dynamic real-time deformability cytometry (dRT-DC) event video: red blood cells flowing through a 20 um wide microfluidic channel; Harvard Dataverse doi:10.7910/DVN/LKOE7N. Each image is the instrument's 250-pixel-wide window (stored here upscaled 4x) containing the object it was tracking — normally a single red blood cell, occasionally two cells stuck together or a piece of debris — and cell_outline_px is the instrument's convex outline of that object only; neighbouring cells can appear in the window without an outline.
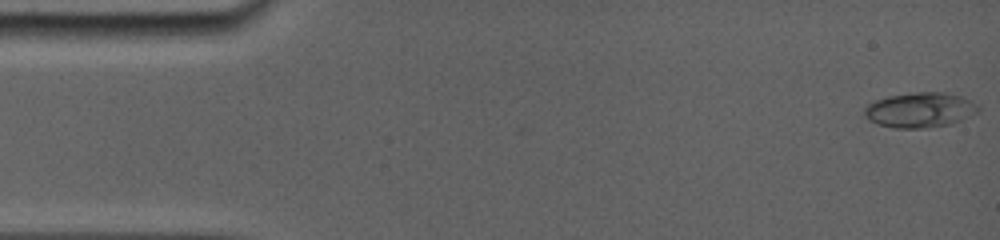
{"species": "common noctule bat (a hibernating species)", "species_latin": "Nyctalus noctula", "temperature_condition": "room temperature", "stored_images_in_passage": 21, "camera_frame_rate_fps": 5000, "um_per_image_px": 0.085, "animal": {"sex": "female", "body_mass_g": 19.0, "forearm_length_mm": 56.7}, "frame": {"image": 1, "passage_image": 1, "time_ms": 0.0, "image_size_px": [1000, 240], "cell_outline_px": [[980, 112], [952, 124], [924, 128], [892, 128], [876, 124], [868, 120], [864, 116], [864, 108], [868, 104], [876, 100], [888, 96], [916, 92], [944, 92], [960, 96], [972, 100], [980, 108]], "centroid_in_image_um": [78.21, 9.36], "position_along_channel_um": 6.8, "area_um2": 23.52}}
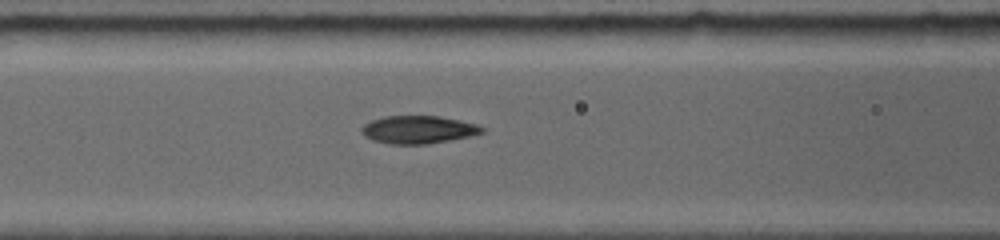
{"frame": {"image": 2, "passage_image": 13, "time_ms": 6.4, "image_size_px": [1000, 240], "cell_outline_px": [[484, 132], [472, 136], [428, 144], [388, 144], [372, 140], [364, 136], [360, 128], [364, 124], [372, 120], [384, 116], [440, 116], [460, 120], [476, 124], [484, 128]], "centroid_in_image_um": [35.55, 11.02], "position_along_channel_um": 131.1, "area_um2": 19.65}}
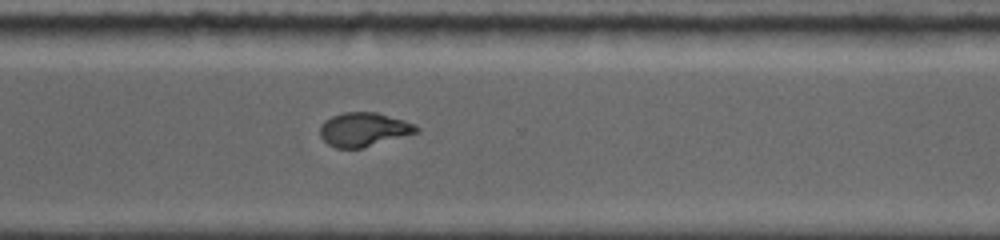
{"frame": {"image": 3, "passage_image": 21, "time_ms": 11.8, "image_size_px": [1000, 240], "cell_outline_px": [[420, 132], [360, 148], [336, 148], [328, 144], [320, 136], [320, 128], [324, 120], [332, 116], [344, 112], [376, 112], [404, 120], [416, 124], [420, 128]], "centroid_in_image_um": [30.94, 11.0], "position_along_channel_um": 339.7, "area_um2": 19.02}}